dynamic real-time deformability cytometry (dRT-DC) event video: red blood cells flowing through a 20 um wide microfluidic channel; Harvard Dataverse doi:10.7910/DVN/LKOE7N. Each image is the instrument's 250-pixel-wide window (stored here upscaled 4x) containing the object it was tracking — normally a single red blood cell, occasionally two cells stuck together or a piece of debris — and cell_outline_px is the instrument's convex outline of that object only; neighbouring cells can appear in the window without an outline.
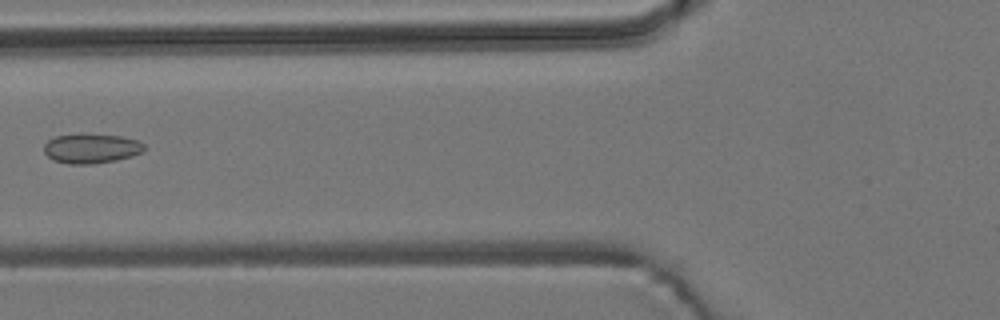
{"species": "common noctule bat (a hibernating species)", "species_latin": "Nyctalus noctula", "temperature_condition": "room temperature", "stored_images_in_passage": 7, "camera_frame_rate_fps": 3000, "um_per_image_px": 0.085, "animal": {"sex": "male", "body_mass_g": 19.2, "forearm_length_mm": 51.8}, "frame": {"image": 1, "passage_image": 6, "time_ms": 6.0, "image_size_px": [1000, 320], "cell_outline_px": [[148, 148], [144, 152], [132, 156], [116, 160], [92, 164], [68, 164], [52, 160], [44, 152], [44, 144], [48, 140], [56, 136], [120, 136], [136, 140], [144, 144]], "centroid_in_image_um": [7.79, 12.66], "position_along_channel_um": 118.0, "area_um2": 16.88}}
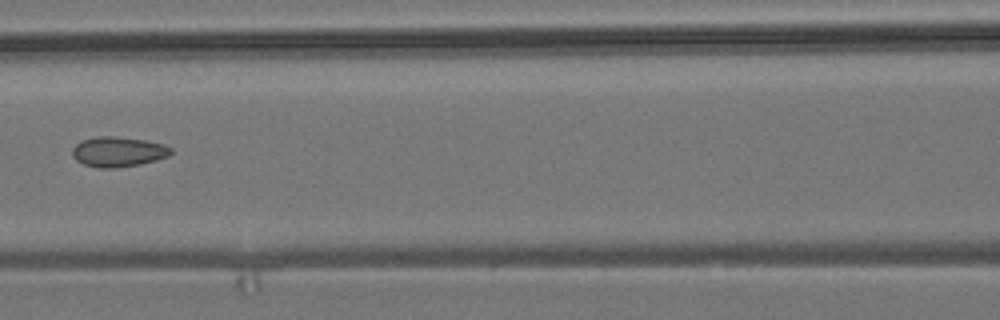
{"frame": {"image": 2, "passage_image": 7, "time_ms": 7.0, "image_size_px": [1000, 320], "cell_outline_px": [[172, 152], [168, 156], [156, 160], [140, 164], [116, 168], [96, 168], [84, 164], [76, 160], [72, 156], [72, 148], [76, 144], [84, 140], [96, 136], [116, 136], [144, 140], [164, 144], [172, 148]], "centroid_in_image_um": [10.04, 12.9], "position_along_channel_um": 156.6, "area_um2": 17.34}}